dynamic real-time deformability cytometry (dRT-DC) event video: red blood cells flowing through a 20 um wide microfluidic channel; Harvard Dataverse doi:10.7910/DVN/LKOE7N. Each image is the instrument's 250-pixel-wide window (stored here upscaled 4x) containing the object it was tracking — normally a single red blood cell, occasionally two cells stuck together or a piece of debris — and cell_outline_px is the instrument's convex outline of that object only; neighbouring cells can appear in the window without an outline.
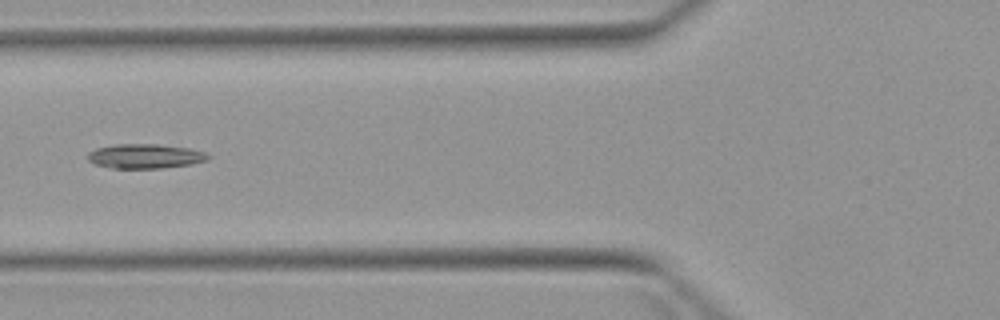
{"species": "Egyptian fruit bat (a non-hibernating species)", "species_latin": "Rousettus aegyptiacus", "temperature_condition": "warm", "stored_images_in_passage": 6, "camera_frame_rate_fps": 3000, "um_per_image_px": 0.085, "animal": {"sex": "female"}, "frame": {"image": 1, "passage_image": 5, "time_ms": 4.667, "image_size_px": [1000, 320], "cell_outline_px": [[212, 156], [208, 160], [192, 164], [160, 168], [112, 168], [96, 164], [88, 160], [88, 152], [96, 148], [116, 144], [156, 144], [192, 148], [204, 152]], "centroid_in_image_um": [12.37, 13.27], "position_along_channel_um": 113.4, "area_um2": 17.22}}
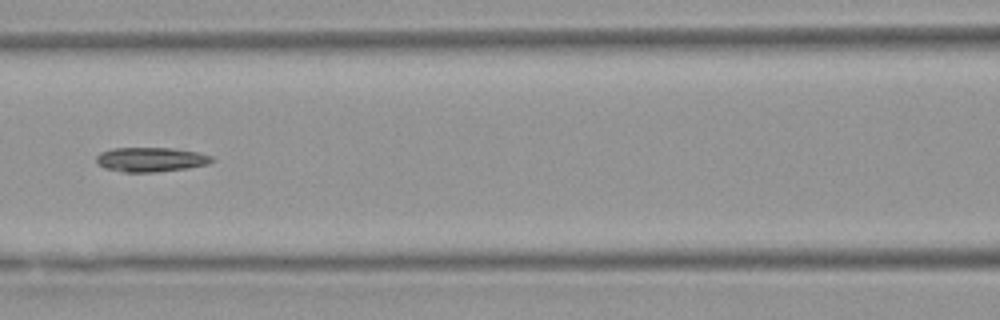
{"frame": {"image": 2, "passage_image": 6, "time_ms": 5.667, "image_size_px": [1000, 320], "cell_outline_px": [[216, 160], [208, 164], [188, 168], [156, 172], [124, 172], [104, 168], [96, 164], [96, 156], [100, 152], [112, 148], [172, 148], [200, 152], [212, 156]], "centroid_in_image_um": [12.83, 13.56], "position_along_channel_um": 153.8, "area_um2": 16.7}}